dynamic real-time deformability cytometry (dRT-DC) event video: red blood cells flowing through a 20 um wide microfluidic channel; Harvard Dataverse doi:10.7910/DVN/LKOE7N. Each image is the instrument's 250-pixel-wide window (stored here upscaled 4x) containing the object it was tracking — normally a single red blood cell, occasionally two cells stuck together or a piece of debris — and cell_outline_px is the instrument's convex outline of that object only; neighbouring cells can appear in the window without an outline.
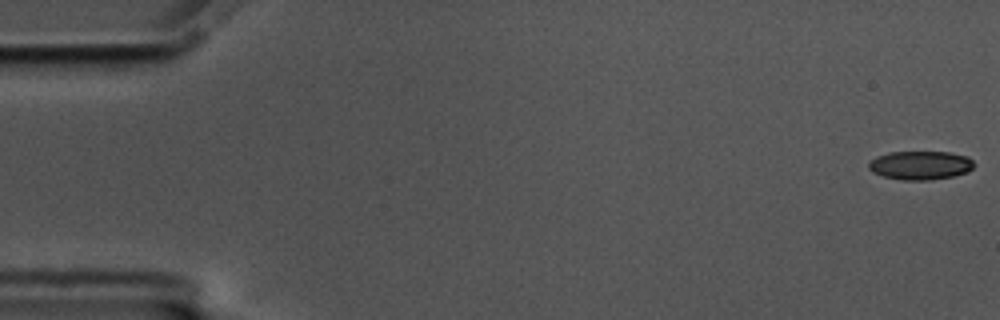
{"species": "common noctule bat (a hibernating species)", "species_latin": "Nyctalus noctula", "temperature_condition": "cold", "stored_images_in_passage": 58, "camera_frame_rate_fps": 3000, "um_per_image_px": 0.085, "animal": {"sex": "male", "body_mass_g": 17.5, "forearm_length_mm": 52.3}, "frame": {"image": 1, "passage_image": 1, "time_ms": 0.0, "image_size_px": [1000, 320], "cell_outline_px": [[972, 168], [964, 172], [952, 176], [932, 180], [900, 180], [884, 176], [872, 172], [868, 168], [868, 164], [876, 156], [888, 152], [948, 152], [968, 156], [972, 160]], "centroid_in_image_um": [78.19, 14.04], "position_along_channel_um": 6.8, "area_um2": 17.51}}
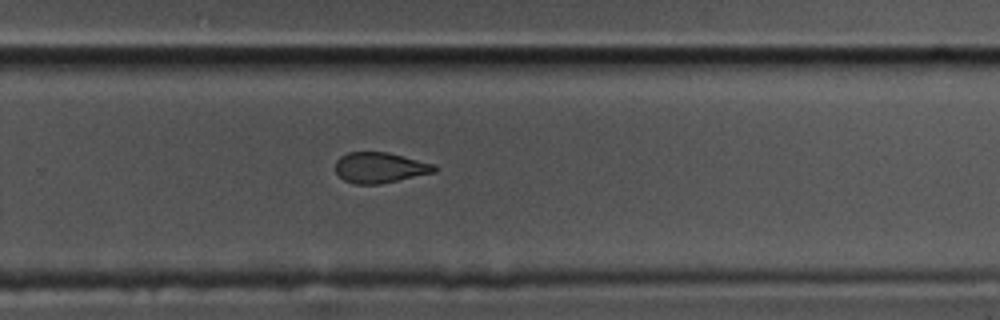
{"frame": {"image": 2, "passage_image": 38, "time_ms": 12.333, "image_size_px": [1000, 320], "cell_outline_px": [[436, 172], [380, 184], [356, 184], [344, 180], [336, 172], [336, 160], [340, 156], [348, 152], [388, 152], [432, 164], [436, 168]], "centroid_in_image_um": [32.26, 14.25], "position_along_channel_um": 297.5, "area_um2": 17.46}}
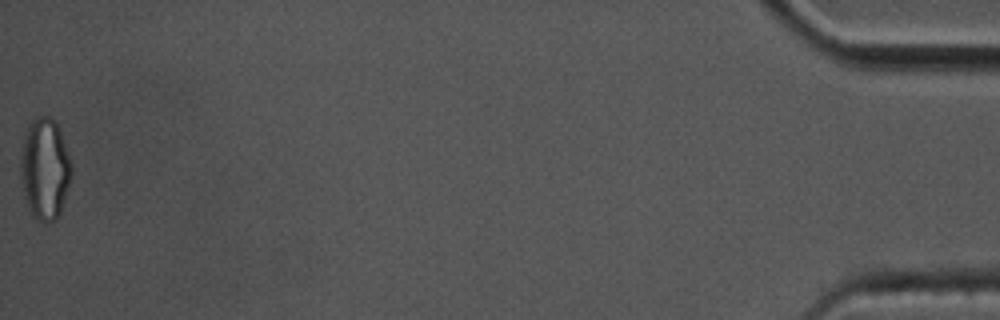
{"frame": {"image": 3, "passage_image": 58, "time_ms": 19.0, "image_size_px": [1000, 320], "cell_outline_px": [[72, 176], [60, 212], [56, 220], [48, 224], [32, 216], [24, 196], [20, 172], [20, 160], [24, 136], [28, 124], [36, 116], [48, 116], [56, 120], [72, 160]], "centroid_in_image_um": [3.83, 14.33], "position_along_channel_um": 431.4, "area_um2": 30.52}, "authors_computed_cell_mechanics": {"area_um2": 19.074, "velocity_mm_per_s": 3.4996, "shape_relaxation_time_tau1_ms": 6.1291, "shape_relaxation_time_tau2_ms": 3.0449, "deformation_change_tau1": 0.1215, "deformation_change_tau2": 0.0894}}